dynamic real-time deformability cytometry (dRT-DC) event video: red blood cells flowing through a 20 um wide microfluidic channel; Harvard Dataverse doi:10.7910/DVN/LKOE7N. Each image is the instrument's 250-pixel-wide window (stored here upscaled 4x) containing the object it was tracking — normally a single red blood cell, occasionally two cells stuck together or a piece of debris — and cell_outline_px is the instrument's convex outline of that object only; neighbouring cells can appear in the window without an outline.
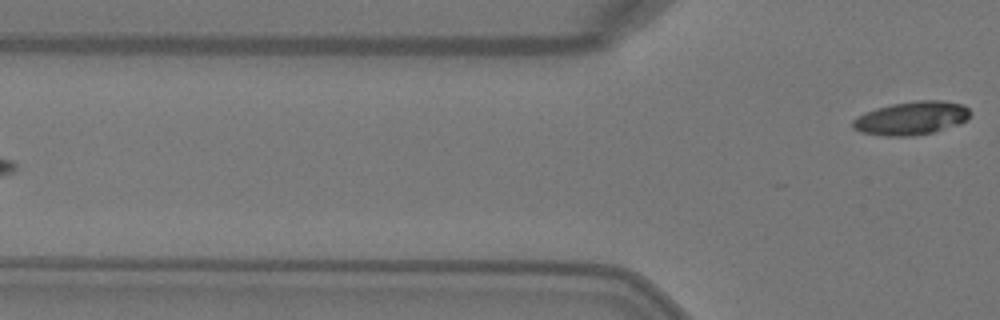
{"species": "Egyptian fruit bat (a non-hibernating species)", "species_latin": "Rousettus aegyptiacus", "temperature_condition": "warm", "stored_images_in_passage": 5, "camera_frame_rate_fps": 3000, "um_per_image_px": 0.085, "animal": {"sex": "female"}, "frame": {"image": 1, "passage_image": 5, "time_ms": 1.333, "image_size_px": [1000, 320], "cell_outline_px": [[972, 112], [968, 120], [960, 124], [932, 132], [912, 136], [888, 136], [860, 132], [852, 128], [852, 120], [856, 116], [876, 108], [892, 104], [916, 100], [940, 100], [964, 104]], "centroid_in_image_um": [77.49, 10.03], "position_along_channel_um": 48.3, "area_um2": 23.06}}